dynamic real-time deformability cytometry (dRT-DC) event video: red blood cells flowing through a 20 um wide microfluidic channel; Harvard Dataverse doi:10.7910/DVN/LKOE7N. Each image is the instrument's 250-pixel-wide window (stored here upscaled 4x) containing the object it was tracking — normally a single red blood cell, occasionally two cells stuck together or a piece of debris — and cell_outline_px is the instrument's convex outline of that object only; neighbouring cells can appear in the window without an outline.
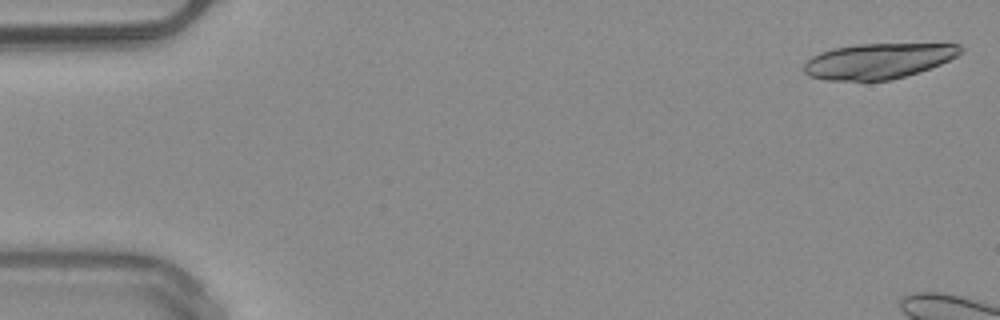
{"species": "common noctule bat (a hibernating species)", "species_latin": "Nyctalus noctula", "temperature_condition": "warm", "stored_images_in_passage": 13, "camera_frame_rate_fps": 3000, "um_per_image_px": 0.085, "animal": {"sex": "male", "body_mass_g": 20.4}, "frame": {"image": 1, "passage_image": 1, "time_ms": 0.0, "image_size_px": [1000, 320], "cell_outline_px": [[964, 48], [956, 56], [940, 64], [904, 76], [888, 80], [824, 80], [808, 76], [804, 72], [804, 64], [812, 56], [820, 52], [832, 48], [856, 44], [960, 44]], "centroid_in_image_um": [74.6, 5.17], "position_along_channel_um": 10.4, "area_um2": 32.02}}